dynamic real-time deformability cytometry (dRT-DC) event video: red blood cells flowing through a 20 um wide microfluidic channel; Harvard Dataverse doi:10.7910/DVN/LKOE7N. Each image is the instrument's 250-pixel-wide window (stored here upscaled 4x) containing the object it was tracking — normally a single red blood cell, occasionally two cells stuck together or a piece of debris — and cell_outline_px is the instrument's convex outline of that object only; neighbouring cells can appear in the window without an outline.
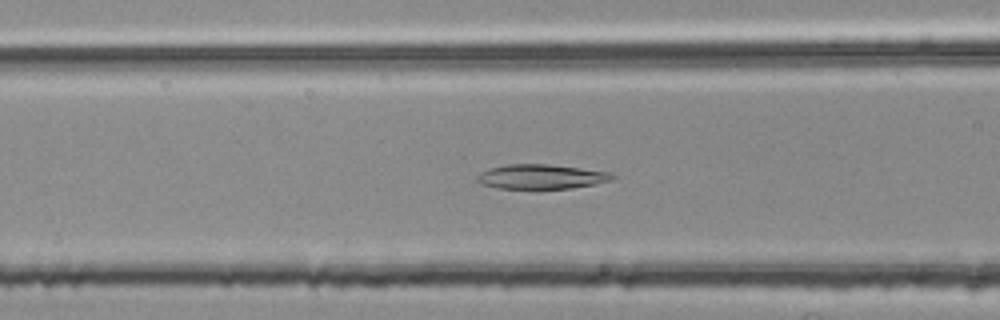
{"species": "common noctule bat (a hibernating species)", "species_latin": "Nyctalus noctula", "temperature_condition": "room temperature", "stored_images_in_passage": 48, "camera_frame_rate_fps": 3000, "um_per_image_px": 0.085, "animal": {"sex": "female", "body_mass_g": 25.1}, "frame": {"image": 1, "passage_image": 15, "time_ms": 4.667, "image_size_px": [1000, 320], "cell_outline_px": [[616, 176], [612, 180], [596, 184], [572, 188], [536, 192], [496, 188], [480, 184], [476, 180], [476, 176], [480, 172], [488, 168], [508, 164], [548, 164], [612, 172]], "centroid_in_image_um": [45.96, 15.07], "position_along_channel_um": 120.6, "area_um2": 20.58}}
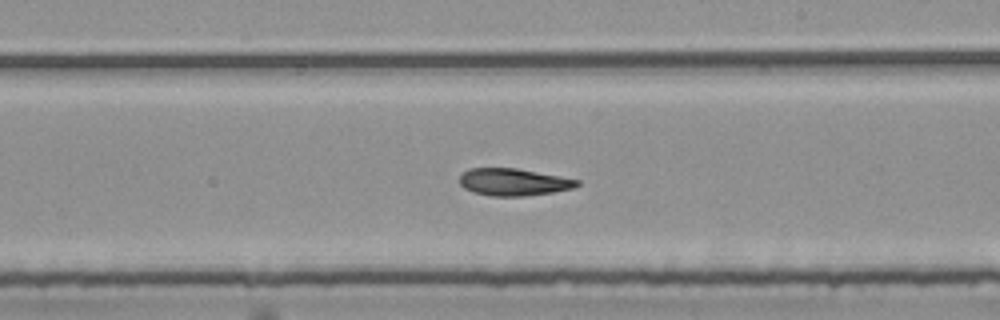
{"frame": {"image": 2, "passage_image": 25, "time_ms": 8.0, "image_size_px": [1000, 320], "cell_outline_px": [[580, 184], [572, 188], [552, 192], [524, 196], [492, 196], [472, 192], [464, 188], [460, 184], [460, 176], [468, 168], [516, 168], [560, 176], [580, 180]], "centroid_in_image_um": [43.63, 15.47], "position_along_channel_um": 245.4, "area_um2": 18.55}}
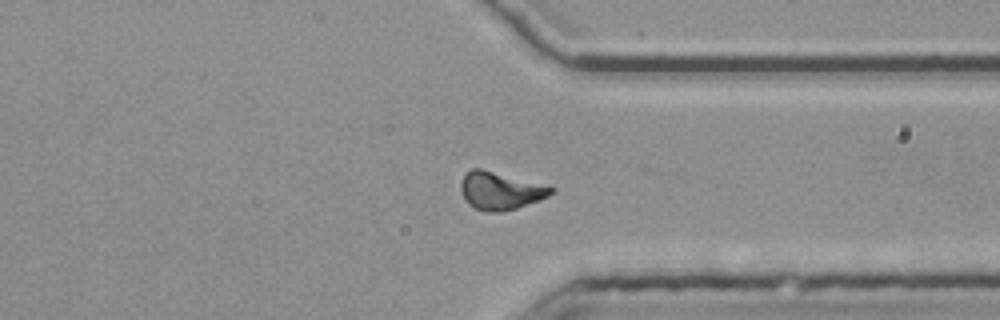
{"frame": {"image": 3, "passage_image": 35, "time_ms": 11.333, "image_size_px": [1000, 320], "cell_outline_px": [[556, 188], [548, 196], [540, 200], [516, 208], [500, 212], [488, 212], [476, 208], [468, 204], [464, 200], [460, 188], [460, 184], [464, 172], [472, 168], [480, 168], [552, 184]], "centroid_in_image_um": [42.57, 16.18], "position_along_channel_um": 368.8, "area_um2": 20.52}, "authors_computed_cell_mechanics": {"area_um2": 19.3919, "velocity_mm_per_s": 3.7443, "shape_relaxation_time_tau1_ms": null, "shape_relaxation_time_tau2_ms": 10.3342, "deformation_change_tau1": null, "deformation_change_tau2": 0.1921}}